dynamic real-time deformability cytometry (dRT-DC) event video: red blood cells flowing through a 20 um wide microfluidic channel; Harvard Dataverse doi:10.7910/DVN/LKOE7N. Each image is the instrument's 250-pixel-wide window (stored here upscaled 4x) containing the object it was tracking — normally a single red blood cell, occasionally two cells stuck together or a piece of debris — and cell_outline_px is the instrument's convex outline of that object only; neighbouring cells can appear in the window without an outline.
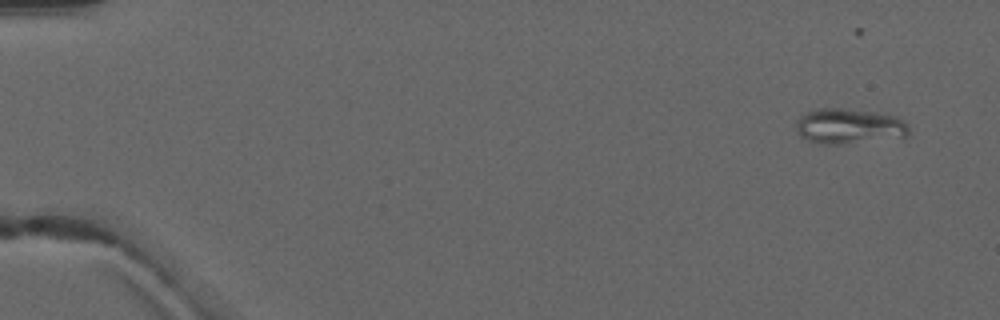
{"species": "common noctule bat (a hibernating species)", "species_latin": "Nyctalus noctula", "temperature_condition": "warm", "stored_images_in_passage": 3, "camera_frame_rate_fps": 3000, "um_per_image_px": 0.085, "animal": {"sex": "male", "forearm_length_mm": 52.5}, "frame": {"image": 1, "passage_image": 1, "time_ms": 0.0, "image_size_px": [1000, 320], "cell_outline_px": [[908, 132], [904, 136], [840, 144], [824, 144], [808, 140], [800, 136], [796, 128], [796, 120], [804, 112], [820, 108], [840, 108], [872, 112], [896, 116], [908, 128]], "centroid_in_image_um": [72.07, 10.71], "position_along_channel_um": 12.9, "area_um2": 22.66}}